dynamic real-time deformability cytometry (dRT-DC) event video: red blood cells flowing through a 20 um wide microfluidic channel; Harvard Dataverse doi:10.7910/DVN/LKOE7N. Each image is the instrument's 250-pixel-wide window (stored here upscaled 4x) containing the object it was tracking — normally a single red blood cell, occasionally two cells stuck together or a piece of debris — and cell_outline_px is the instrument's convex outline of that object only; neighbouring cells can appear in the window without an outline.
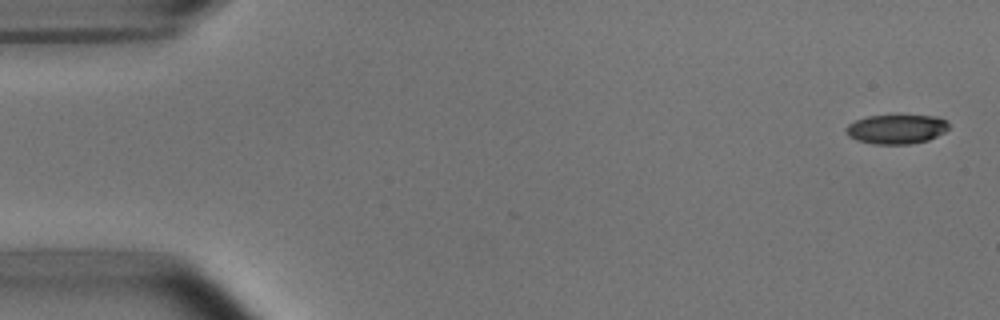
{"species": "common noctule bat (a hibernating species)", "species_latin": "Nyctalus noctula", "temperature_condition": "room temperature", "stored_images_in_passage": 6, "camera_frame_rate_fps": 3000, "um_per_image_px": 0.085, "animal": {"sex": "male", "body_mass_g": 15.6}, "frame": {"image": 1, "passage_image": 1, "time_ms": 0.0, "image_size_px": [1000, 320], "cell_outline_px": [[948, 128], [944, 132], [928, 140], [912, 144], [872, 144], [856, 140], [848, 136], [844, 128], [848, 124], [856, 120], [868, 116], [936, 116], [948, 120]], "centroid_in_image_um": [76.18, 10.99], "position_along_channel_um": 8.8, "area_um2": 17.57}}